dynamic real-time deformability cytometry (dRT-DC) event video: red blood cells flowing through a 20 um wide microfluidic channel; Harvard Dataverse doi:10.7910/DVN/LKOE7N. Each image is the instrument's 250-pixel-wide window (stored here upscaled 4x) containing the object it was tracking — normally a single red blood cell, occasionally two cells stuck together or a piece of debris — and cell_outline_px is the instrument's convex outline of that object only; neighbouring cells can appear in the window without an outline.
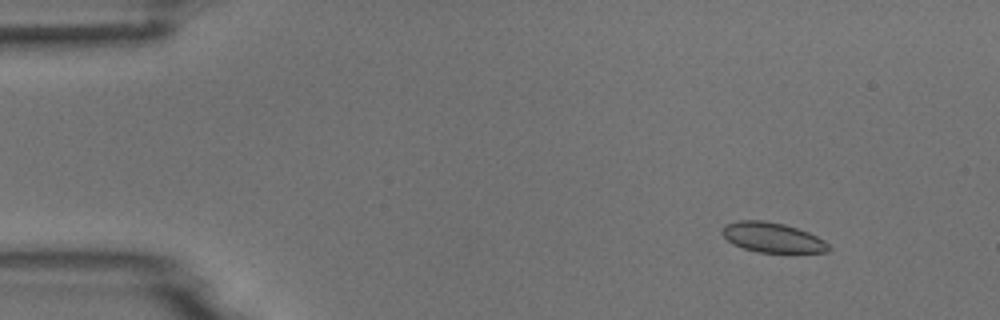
{"species": "common noctule bat (a hibernating species)", "species_latin": "Nyctalus noctula", "temperature_condition": "room temperature", "stored_images_in_passage": 5, "camera_frame_rate_fps": 3000, "um_per_image_px": 0.085, "animal": {"sex": "male", "body_mass_g": 18.8}, "frame": {"image": 1, "passage_image": 2, "time_ms": 0.333, "image_size_px": [1000, 320], "cell_outline_px": [[832, 248], [828, 252], [760, 252], [744, 248], [732, 244], [720, 232], [724, 224], [740, 220], [764, 220], [784, 224], [808, 232], [824, 240]], "centroid_in_image_um": [65.64, 20.18], "position_along_channel_um": 19.4, "area_um2": 18.5}}
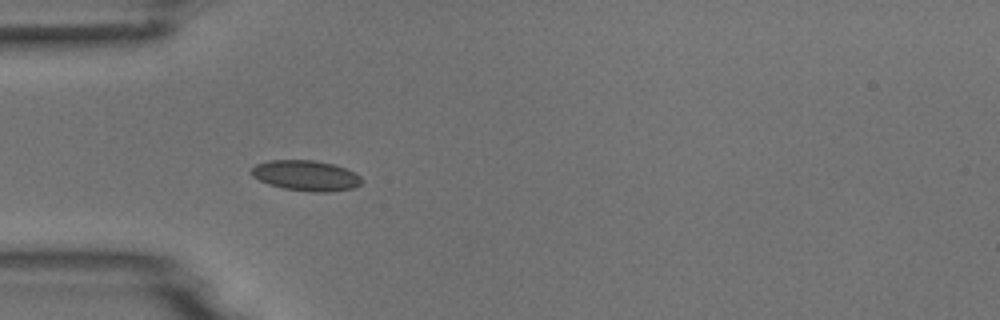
{"frame": {"image": 2, "passage_image": 5, "time_ms": 1.333, "image_size_px": [1000, 320], "cell_outline_px": [[364, 180], [360, 184], [352, 188], [328, 192], [312, 192], [284, 188], [268, 184], [252, 176], [248, 172], [256, 164], [268, 160], [316, 160], [332, 164], [344, 168], [360, 176]], "centroid_in_image_um": [25.97, 14.92], "position_along_channel_um": 59.0, "area_um2": 19.54}}